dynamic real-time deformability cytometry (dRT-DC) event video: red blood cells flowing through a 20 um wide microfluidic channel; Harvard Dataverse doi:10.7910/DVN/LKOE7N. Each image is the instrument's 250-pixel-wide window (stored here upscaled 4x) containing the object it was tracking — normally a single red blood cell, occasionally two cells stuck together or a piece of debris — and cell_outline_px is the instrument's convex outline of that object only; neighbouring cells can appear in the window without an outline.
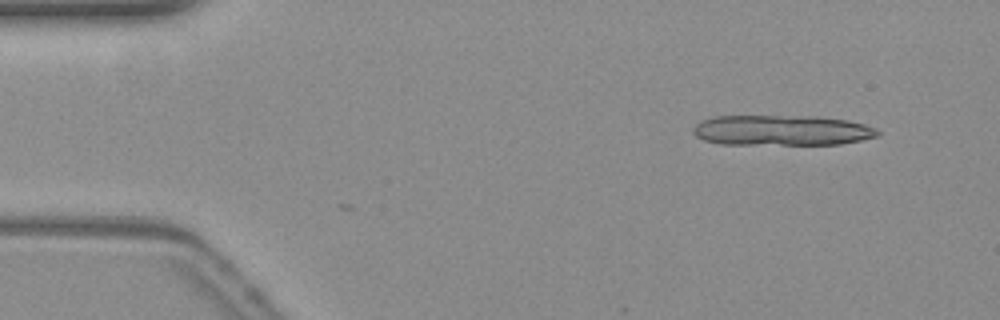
{"species": "common noctule bat (a hibernating species)", "species_latin": "Nyctalus noctula", "temperature_condition": "warm", "stored_images_in_passage": 4, "camera_frame_rate_fps": 3000, "um_per_image_px": 0.085, "animal": {"sex": "female", "body_mass_g": 19.3, "forearm_length_mm": 54.1}, "frame": {"image": 1, "passage_image": 1, "time_ms": 0.0, "image_size_px": [1000, 320], "cell_outline_px": [[880, 132], [876, 136], [860, 140], [840, 144], [720, 144], [704, 140], [696, 136], [692, 132], [692, 128], [696, 124], [704, 120], [716, 116], [776, 116], [844, 120], [864, 124], [876, 128]], "centroid_in_image_um": [66.37, 11.1], "position_along_channel_um": 18.6, "area_um2": 31.96}}